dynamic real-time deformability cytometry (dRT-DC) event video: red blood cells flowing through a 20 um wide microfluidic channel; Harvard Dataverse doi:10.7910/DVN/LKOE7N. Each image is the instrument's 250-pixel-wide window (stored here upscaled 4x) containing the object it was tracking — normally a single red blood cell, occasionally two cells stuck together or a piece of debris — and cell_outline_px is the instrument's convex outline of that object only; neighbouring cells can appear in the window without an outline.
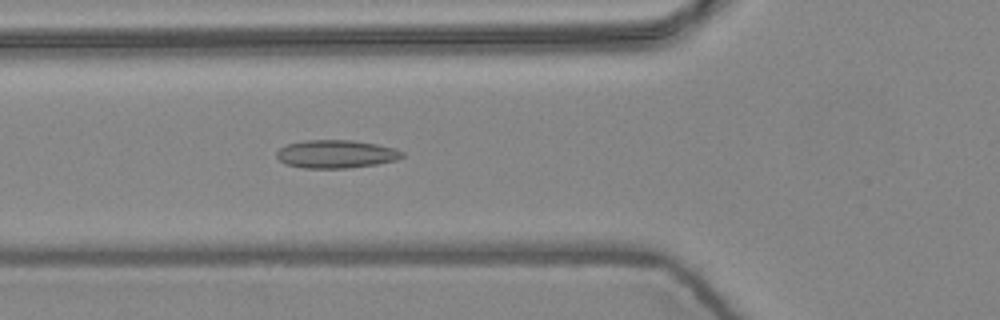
{"species": "common noctule bat (a hibernating species)", "species_latin": "Nyctalus noctula", "temperature_condition": "warm", "stored_images_in_passage": 6, "camera_frame_rate_fps": 3000, "um_per_image_px": 0.085, "animal": {"sex": "female", "body_mass_g": 24.6, "forearm_length_mm": 56.2}, "frame": {"image": 1, "passage_image": 6, "time_ms": 1.667, "image_size_px": [1000, 320], "cell_outline_px": [[404, 156], [396, 160], [376, 164], [348, 168], [304, 168], [284, 164], [276, 156], [276, 152], [280, 148], [288, 144], [304, 140], [352, 140], [376, 144], [396, 148], [404, 152]], "centroid_in_image_um": [28.57, 13.09], "position_along_channel_um": 97.2, "area_um2": 20.63}}